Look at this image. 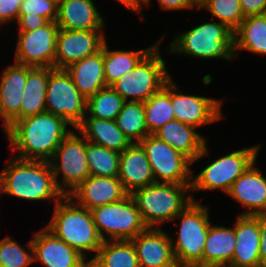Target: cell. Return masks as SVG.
I'll return each instance as SVG.
<instances>
[{"label":"cell","instance_id":"6da1fadb","mask_svg":"<svg viewBox=\"0 0 266 267\" xmlns=\"http://www.w3.org/2000/svg\"><path fill=\"white\" fill-rule=\"evenodd\" d=\"M64 118L50 112L15 121L4 133L9 147L23 160L49 161L61 141L74 129Z\"/></svg>","mask_w":266,"mask_h":267},{"label":"cell","instance_id":"7a4b0ae2","mask_svg":"<svg viewBox=\"0 0 266 267\" xmlns=\"http://www.w3.org/2000/svg\"><path fill=\"white\" fill-rule=\"evenodd\" d=\"M2 194L38 202L58 203L65 195L57 187L49 161L23 160L11 156L0 171Z\"/></svg>","mask_w":266,"mask_h":267},{"label":"cell","instance_id":"3957f363","mask_svg":"<svg viewBox=\"0 0 266 267\" xmlns=\"http://www.w3.org/2000/svg\"><path fill=\"white\" fill-rule=\"evenodd\" d=\"M45 227L85 258H88L86 252H95V256L103 243L91 210L77 205L68 196L55 204L52 218Z\"/></svg>","mask_w":266,"mask_h":267},{"label":"cell","instance_id":"277c9868","mask_svg":"<svg viewBox=\"0 0 266 267\" xmlns=\"http://www.w3.org/2000/svg\"><path fill=\"white\" fill-rule=\"evenodd\" d=\"M189 191L191 184L155 182L135 190L131 196L144 224L148 228H157V225L175 220L192 201H196Z\"/></svg>","mask_w":266,"mask_h":267},{"label":"cell","instance_id":"5b68a950","mask_svg":"<svg viewBox=\"0 0 266 267\" xmlns=\"http://www.w3.org/2000/svg\"><path fill=\"white\" fill-rule=\"evenodd\" d=\"M168 53L185 54L199 59H235L234 32L221 22H205L178 33L167 48Z\"/></svg>","mask_w":266,"mask_h":267},{"label":"cell","instance_id":"8992f818","mask_svg":"<svg viewBox=\"0 0 266 267\" xmlns=\"http://www.w3.org/2000/svg\"><path fill=\"white\" fill-rule=\"evenodd\" d=\"M208 207L192 201L176 218H181L177 238H171L179 267H202L205 241L210 229Z\"/></svg>","mask_w":266,"mask_h":267},{"label":"cell","instance_id":"52a82bcc","mask_svg":"<svg viewBox=\"0 0 266 267\" xmlns=\"http://www.w3.org/2000/svg\"><path fill=\"white\" fill-rule=\"evenodd\" d=\"M159 44L133 70L124 73L111 85L125 101L145 102L171 78Z\"/></svg>","mask_w":266,"mask_h":267},{"label":"cell","instance_id":"ba28073f","mask_svg":"<svg viewBox=\"0 0 266 267\" xmlns=\"http://www.w3.org/2000/svg\"><path fill=\"white\" fill-rule=\"evenodd\" d=\"M91 213L103 241L131 240L148 228L131 194L120 201L95 207Z\"/></svg>","mask_w":266,"mask_h":267},{"label":"cell","instance_id":"9c48e42d","mask_svg":"<svg viewBox=\"0 0 266 267\" xmlns=\"http://www.w3.org/2000/svg\"><path fill=\"white\" fill-rule=\"evenodd\" d=\"M76 131V132H75ZM74 128L60 143L49 163L59 190L68 196L89 176L86 139ZM62 181L59 180V175Z\"/></svg>","mask_w":266,"mask_h":267},{"label":"cell","instance_id":"30bf717a","mask_svg":"<svg viewBox=\"0 0 266 267\" xmlns=\"http://www.w3.org/2000/svg\"><path fill=\"white\" fill-rule=\"evenodd\" d=\"M261 145L236 150L208 164L196 176L192 175L191 191L221 189L228 193L235 180L257 161Z\"/></svg>","mask_w":266,"mask_h":267},{"label":"cell","instance_id":"8fae6325","mask_svg":"<svg viewBox=\"0 0 266 267\" xmlns=\"http://www.w3.org/2000/svg\"><path fill=\"white\" fill-rule=\"evenodd\" d=\"M46 111L64 118L76 128L87 113V99L79 92L65 69L49 67Z\"/></svg>","mask_w":266,"mask_h":267},{"label":"cell","instance_id":"7c38bea8","mask_svg":"<svg viewBox=\"0 0 266 267\" xmlns=\"http://www.w3.org/2000/svg\"><path fill=\"white\" fill-rule=\"evenodd\" d=\"M146 152L155 182L191 184L192 161L180 151L173 149L166 142L149 134L139 142Z\"/></svg>","mask_w":266,"mask_h":267},{"label":"cell","instance_id":"4fadbf2b","mask_svg":"<svg viewBox=\"0 0 266 267\" xmlns=\"http://www.w3.org/2000/svg\"><path fill=\"white\" fill-rule=\"evenodd\" d=\"M58 32L59 27L54 21L33 31L18 32L14 62L31 67L54 68Z\"/></svg>","mask_w":266,"mask_h":267},{"label":"cell","instance_id":"5bb4252c","mask_svg":"<svg viewBox=\"0 0 266 267\" xmlns=\"http://www.w3.org/2000/svg\"><path fill=\"white\" fill-rule=\"evenodd\" d=\"M103 31L59 29L54 69H66L69 65L99 52L107 40Z\"/></svg>","mask_w":266,"mask_h":267},{"label":"cell","instance_id":"9a60e30c","mask_svg":"<svg viewBox=\"0 0 266 267\" xmlns=\"http://www.w3.org/2000/svg\"><path fill=\"white\" fill-rule=\"evenodd\" d=\"M178 88L172 78V107L176 120L200 128L223 118L221 99L178 93Z\"/></svg>","mask_w":266,"mask_h":267},{"label":"cell","instance_id":"2e32d148","mask_svg":"<svg viewBox=\"0 0 266 267\" xmlns=\"http://www.w3.org/2000/svg\"><path fill=\"white\" fill-rule=\"evenodd\" d=\"M33 234L34 261H39L45 267H89L88 259L46 227Z\"/></svg>","mask_w":266,"mask_h":267},{"label":"cell","instance_id":"e0dca14e","mask_svg":"<svg viewBox=\"0 0 266 267\" xmlns=\"http://www.w3.org/2000/svg\"><path fill=\"white\" fill-rule=\"evenodd\" d=\"M169 235L160 227L147 228L131 239L140 267H179Z\"/></svg>","mask_w":266,"mask_h":267},{"label":"cell","instance_id":"ac0fdd59","mask_svg":"<svg viewBox=\"0 0 266 267\" xmlns=\"http://www.w3.org/2000/svg\"><path fill=\"white\" fill-rule=\"evenodd\" d=\"M226 195L247 209L240 215L266 214V177L256 167V161L235 180Z\"/></svg>","mask_w":266,"mask_h":267},{"label":"cell","instance_id":"d6986e66","mask_svg":"<svg viewBox=\"0 0 266 267\" xmlns=\"http://www.w3.org/2000/svg\"><path fill=\"white\" fill-rule=\"evenodd\" d=\"M27 80V65L14 62L0 76V118L5 132L20 120V105Z\"/></svg>","mask_w":266,"mask_h":267},{"label":"cell","instance_id":"ffe728a7","mask_svg":"<svg viewBox=\"0 0 266 267\" xmlns=\"http://www.w3.org/2000/svg\"><path fill=\"white\" fill-rule=\"evenodd\" d=\"M127 195L118 177L90 175L68 197L77 205L92 210L98 206L120 201Z\"/></svg>","mask_w":266,"mask_h":267},{"label":"cell","instance_id":"44dd1931","mask_svg":"<svg viewBox=\"0 0 266 267\" xmlns=\"http://www.w3.org/2000/svg\"><path fill=\"white\" fill-rule=\"evenodd\" d=\"M195 130V127L174 119L157 129L153 135L195 163L201 157L209 155L207 139Z\"/></svg>","mask_w":266,"mask_h":267},{"label":"cell","instance_id":"7402d4cb","mask_svg":"<svg viewBox=\"0 0 266 267\" xmlns=\"http://www.w3.org/2000/svg\"><path fill=\"white\" fill-rule=\"evenodd\" d=\"M233 227L236 247L227 267H260L259 215H238Z\"/></svg>","mask_w":266,"mask_h":267},{"label":"cell","instance_id":"603a6c76","mask_svg":"<svg viewBox=\"0 0 266 267\" xmlns=\"http://www.w3.org/2000/svg\"><path fill=\"white\" fill-rule=\"evenodd\" d=\"M118 178L128 194L155 183L146 152L139 143H132L120 153Z\"/></svg>","mask_w":266,"mask_h":267},{"label":"cell","instance_id":"cb8c5ba5","mask_svg":"<svg viewBox=\"0 0 266 267\" xmlns=\"http://www.w3.org/2000/svg\"><path fill=\"white\" fill-rule=\"evenodd\" d=\"M104 20L93 0H63L58 4L59 29L103 30Z\"/></svg>","mask_w":266,"mask_h":267},{"label":"cell","instance_id":"d4e9b609","mask_svg":"<svg viewBox=\"0 0 266 267\" xmlns=\"http://www.w3.org/2000/svg\"><path fill=\"white\" fill-rule=\"evenodd\" d=\"M65 70L86 99L107 87L104 74V44L99 52L69 65Z\"/></svg>","mask_w":266,"mask_h":267},{"label":"cell","instance_id":"484cf974","mask_svg":"<svg viewBox=\"0 0 266 267\" xmlns=\"http://www.w3.org/2000/svg\"><path fill=\"white\" fill-rule=\"evenodd\" d=\"M75 129L87 141L118 153H122L132 144L118 128L115 120H104L85 115L83 121Z\"/></svg>","mask_w":266,"mask_h":267},{"label":"cell","instance_id":"4316f807","mask_svg":"<svg viewBox=\"0 0 266 267\" xmlns=\"http://www.w3.org/2000/svg\"><path fill=\"white\" fill-rule=\"evenodd\" d=\"M236 247L234 228L210 225L202 256V267H227Z\"/></svg>","mask_w":266,"mask_h":267},{"label":"cell","instance_id":"83f0119b","mask_svg":"<svg viewBox=\"0 0 266 267\" xmlns=\"http://www.w3.org/2000/svg\"><path fill=\"white\" fill-rule=\"evenodd\" d=\"M49 67L27 66V80L20 105V120L46 111Z\"/></svg>","mask_w":266,"mask_h":267},{"label":"cell","instance_id":"f1b7e54d","mask_svg":"<svg viewBox=\"0 0 266 267\" xmlns=\"http://www.w3.org/2000/svg\"><path fill=\"white\" fill-rule=\"evenodd\" d=\"M89 267H140L131 240H107L96 255L89 260Z\"/></svg>","mask_w":266,"mask_h":267},{"label":"cell","instance_id":"f546056e","mask_svg":"<svg viewBox=\"0 0 266 267\" xmlns=\"http://www.w3.org/2000/svg\"><path fill=\"white\" fill-rule=\"evenodd\" d=\"M247 50L266 55V14L245 17L234 31V53Z\"/></svg>","mask_w":266,"mask_h":267},{"label":"cell","instance_id":"4dcf8cb0","mask_svg":"<svg viewBox=\"0 0 266 267\" xmlns=\"http://www.w3.org/2000/svg\"><path fill=\"white\" fill-rule=\"evenodd\" d=\"M137 51L109 50L108 43H104V74L107 86H111L124 73L129 72L158 44Z\"/></svg>","mask_w":266,"mask_h":267},{"label":"cell","instance_id":"1f68e13d","mask_svg":"<svg viewBox=\"0 0 266 267\" xmlns=\"http://www.w3.org/2000/svg\"><path fill=\"white\" fill-rule=\"evenodd\" d=\"M146 127L150 134L175 119L172 107V77L164 87L144 102Z\"/></svg>","mask_w":266,"mask_h":267},{"label":"cell","instance_id":"d6a6232c","mask_svg":"<svg viewBox=\"0 0 266 267\" xmlns=\"http://www.w3.org/2000/svg\"><path fill=\"white\" fill-rule=\"evenodd\" d=\"M115 121L131 143H139L150 134L146 127L144 102L126 101Z\"/></svg>","mask_w":266,"mask_h":267},{"label":"cell","instance_id":"836d02e7","mask_svg":"<svg viewBox=\"0 0 266 267\" xmlns=\"http://www.w3.org/2000/svg\"><path fill=\"white\" fill-rule=\"evenodd\" d=\"M86 156L91 176L118 177L120 153L86 140Z\"/></svg>","mask_w":266,"mask_h":267},{"label":"cell","instance_id":"e575fe53","mask_svg":"<svg viewBox=\"0 0 266 267\" xmlns=\"http://www.w3.org/2000/svg\"><path fill=\"white\" fill-rule=\"evenodd\" d=\"M125 102L111 86H107L87 99L86 115L104 120H115Z\"/></svg>","mask_w":266,"mask_h":267},{"label":"cell","instance_id":"d590c367","mask_svg":"<svg viewBox=\"0 0 266 267\" xmlns=\"http://www.w3.org/2000/svg\"><path fill=\"white\" fill-rule=\"evenodd\" d=\"M205 9L233 32L244 20L240 0H206L198 9Z\"/></svg>","mask_w":266,"mask_h":267},{"label":"cell","instance_id":"8d00e7d4","mask_svg":"<svg viewBox=\"0 0 266 267\" xmlns=\"http://www.w3.org/2000/svg\"><path fill=\"white\" fill-rule=\"evenodd\" d=\"M26 250L18 241L6 236L0 240L1 267H27L34 262L32 240L28 241Z\"/></svg>","mask_w":266,"mask_h":267},{"label":"cell","instance_id":"74e56055","mask_svg":"<svg viewBox=\"0 0 266 267\" xmlns=\"http://www.w3.org/2000/svg\"><path fill=\"white\" fill-rule=\"evenodd\" d=\"M58 4L54 0H24L19 9L18 17H44L56 22Z\"/></svg>","mask_w":266,"mask_h":267},{"label":"cell","instance_id":"f35d334b","mask_svg":"<svg viewBox=\"0 0 266 267\" xmlns=\"http://www.w3.org/2000/svg\"><path fill=\"white\" fill-rule=\"evenodd\" d=\"M24 0H0V25L15 20L17 23L20 5Z\"/></svg>","mask_w":266,"mask_h":267},{"label":"cell","instance_id":"ab89813d","mask_svg":"<svg viewBox=\"0 0 266 267\" xmlns=\"http://www.w3.org/2000/svg\"><path fill=\"white\" fill-rule=\"evenodd\" d=\"M158 5L161 6L160 8L167 11V10H188V9H193L196 8V6L192 3L191 0H157ZM151 0H141V6H140V12L138 16L140 15L141 18H143L142 10L144 9L143 7L145 6H150Z\"/></svg>","mask_w":266,"mask_h":267},{"label":"cell","instance_id":"60d3db41","mask_svg":"<svg viewBox=\"0 0 266 267\" xmlns=\"http://www.w3.org/2000/svg\"><path fill=\"white\" fill-rule=\"evenodd\" d=\"M244 17L266 14V0H240Z\"/></svg>","mask_w":266,"mask_h":267},{"label":"cell","instance_id":"b9f144b4","mask_svg":"<svg viewBox=\"0 0 266 267\" xmlns=\"http://www.w3.org/2000/svg\"><path fill=\"white\" fill-rule=\"evenodd\" d=\"M49 21L44 17H18V32H28L46 25Z\"/></svg>","mask_w":266,"mask_h":267},{"label":"cell","instance_id":"7bdbcfd3","mask_svg":"<svg viewBox=\"0 0 266 267\" xmlns=\"http://www.w3.org/2000/svg\"><path fill=\"white\" fill-rule=\"evenodd\" d=\"M259 230H260V267H266V214L259 215Z\"/></svg>","mask_w":266,"mask_h":267},{"label":"cell","instance_id":"ee69618b","mask_svg":"<svg viewBox=\"0 0 266 267\" xmlns=\"http://www.w3.org/2000/svg\"><path fill=\"white\" fill-rule=\"evenodd\" d=\"M121 5H124L127 9H130L131 11L139 14L140 12V6H141V0H116Z\"/></svg>","mask_w":266,"mask_h":267},{"label":"cell","instance_id":"f6af8a7d","mask_svg":"<svg viewBox=\"0 0 266 267\" xmlns=\"http://www.w3.org/2000/svg\"><path fill=\"white\" fill-rule=\"evenodd\" d=\"M192 3L196 6V9H198V7L204 3L206 0H191Z\"/></svg>","mask_w":266,"mask_h":267},{"label":"cell","instance_id":"bcb514c9","mask_svg":"<svg viewBox=\"0 0 266 267\" xmlns=\"http://www.w3.org/2000/svg\"><path fill=\"white\" fill-rule=\"evenodd\" d=\"M57 4H59L60 2H62L63 0H54Z\"/></svg>","mask_w":266,"mask_h":267}]
</instances>
